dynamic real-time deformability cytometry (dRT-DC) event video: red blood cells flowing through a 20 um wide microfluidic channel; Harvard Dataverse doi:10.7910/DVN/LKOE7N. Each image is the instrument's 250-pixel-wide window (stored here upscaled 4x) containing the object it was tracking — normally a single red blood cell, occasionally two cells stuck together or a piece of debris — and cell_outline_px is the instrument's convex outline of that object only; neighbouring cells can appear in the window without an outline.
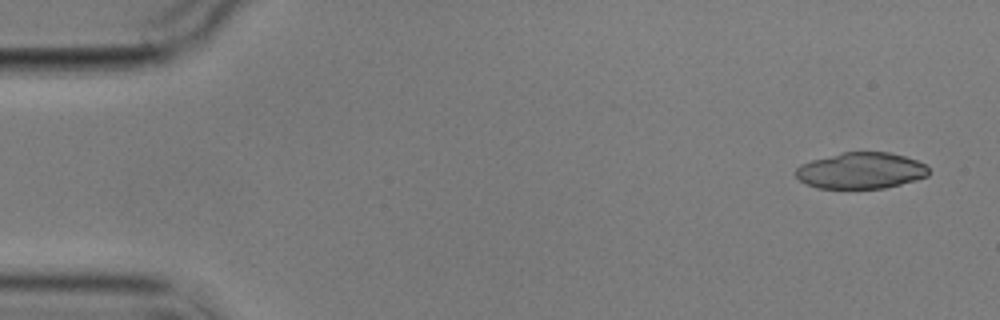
{"species": "common noctule bat (a hibernating species)", "species_latin": "Nyctalus noctula", "temperature_condition": "cold", "stored_images_in_passage": 4, "camera_frame_rate_fps": 3000, "um_per_image_px": 0.085, "animal": {"sex": "male", "body_mass_g": 17.9}, "frame": {"image": 1, "passage_image": 1, "time_ms": 0.0, "image_size_px": [1000, 320], "cell_outline_px": [[928, 176], [916, 180], [884, 188], [816, 188], [800, 180], [796, 176], [796, 168], [800, 164], [812, 160], [844, 152], [888, 152], [904, 156], [916, 160], [924, 164], [928, 168]], "centroid_in_image_um": [73.18, 14.5], "position_along_channel_um": 11.8, "area_um2": 27.86}}